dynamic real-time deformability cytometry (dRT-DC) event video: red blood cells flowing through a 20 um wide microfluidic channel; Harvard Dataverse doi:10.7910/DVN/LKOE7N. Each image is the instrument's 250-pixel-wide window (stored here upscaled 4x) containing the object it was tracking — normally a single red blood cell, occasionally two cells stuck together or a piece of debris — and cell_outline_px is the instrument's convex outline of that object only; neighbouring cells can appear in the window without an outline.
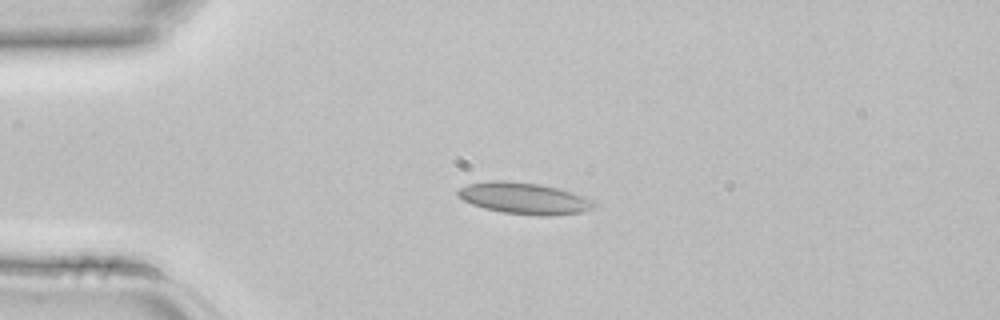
{"species": "common noctule bat (a hibernating species)", "species_latin": "Nyctalus noctula", "temperature_condition": "room temperature", "stored_images_in_passage": 3, "camera_frame_rate_fps": 3000, "um_per_image_px": 0.085, "animal": {"sex": "female", "body_mass_g": 22.7, "forearm_length_mm": 54.2}, "frame": {"image": 1, "passage_image": 2, "time_ms": 0.333, "image_size_px": [1000, 320], "cell_outline_px": [[596, 204], [592, 208], [584, 212], [548, 216], [540, 216], [504, 212], [484, 208], [472, 204], [464, 200], [456, 192], [460, 188], [468, 184], [488, 180], [504, 180], [540, 184], [572, 192], [596, 200]], "centroid_in_image_um": [44.59, 16.85], "position_along_channel_um": 40.4, "area_um2": 24.97}}
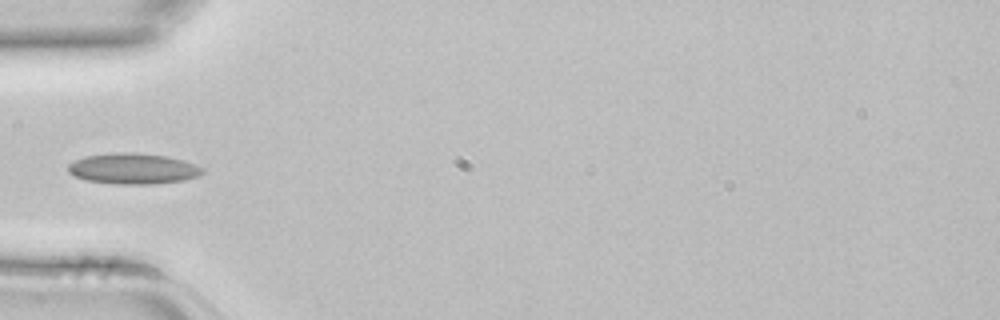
{"frame": {"image": 2, "passage_image": 3, "time_ms": 0.667, "image_size_px": [1000, 320], "cell_outline_px": [[204, 172], [200, 176], [184, 180], [152, 184], [116, 184], [84, 180], [68, 172], [68, 164], [84, 156], [116, 152], [128, 152], [168, 156], [184, 160], [204, 168]], "centroid_in_image_um": [11.33, 14.33], "position_along_channel_um": 73.7, "area_um2": 24.22}}